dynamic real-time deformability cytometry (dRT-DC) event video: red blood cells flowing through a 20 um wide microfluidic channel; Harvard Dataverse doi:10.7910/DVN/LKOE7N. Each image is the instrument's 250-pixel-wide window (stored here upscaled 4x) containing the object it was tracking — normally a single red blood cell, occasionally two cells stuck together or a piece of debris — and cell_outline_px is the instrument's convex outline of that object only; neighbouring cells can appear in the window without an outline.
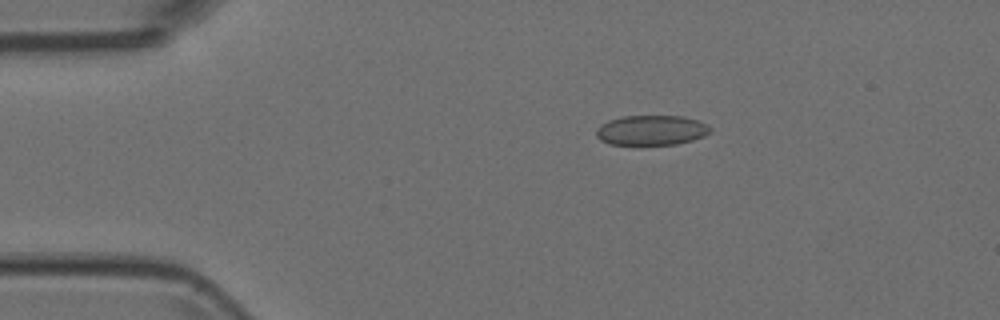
{"species": "Egyptian fruit bat (a non-hibernating species)", "species_latin": "Rousettus aegyptiacus", "temperature_condition": "room temperature", "stored_images_in_passage": 8, "camera_frame_rate_fps": 3000, "um_per_image_px": 0.085, "animal": {"sex": "female"}, "frame": {"image": 1, "passage_image": 2, "time_ms": 0.333, "image_size_px": [1000, 320], "cell_outline_px": [[712, 132], [704, 136], [692, 140], [676, 144], [636, 148], [608, 144], [600, 140], [596, 136], [596, 128], [600, 124], [608, 120], [624, 116], [680, 116], [696, 120], [712, 128]], "centroid_in_image_um": [55.29, 11.13], "position_along_channel_um": 29.7, "area_um2": 20.81}}
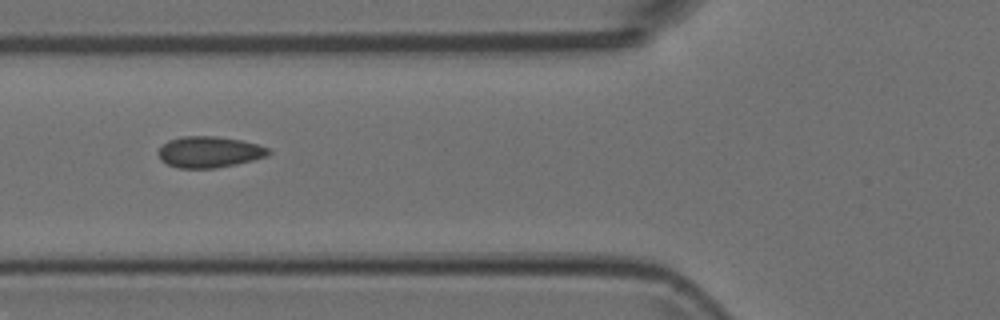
{"frame": {"image": 2, "passage_image": 5, "time_ms": 1.333, "image_size_px": [1000, 320], "cell_outline_px": [[272, 152], [268, 156], [236, 164], [216, 168], [180, 168], [168, 164], [160, 160], [156, 152], [168, 140], [184, 136], [216, 136], [240, 140], [256, 144], [268, 148]], "centroid_in_image_um": [17.77, 12.92], "position_along_channel_um": 108.0, "area_um2": 20.0}}
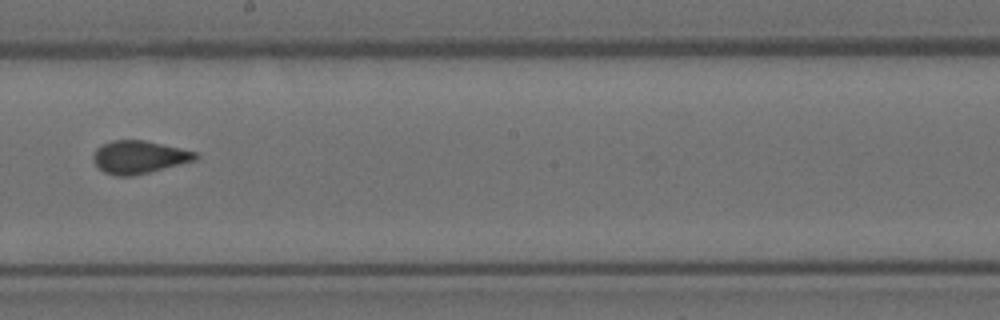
{"frame": {"image": 3, "passage_image": 8, "time_ms": 2.333, "image_size_px": [1000, 320], "cell_outline_px": [[200, 156], [196, 160], [132, 176], [116, 176], [104, 172], [96, 164], [92, 156], [96, 148], [112, 140], [144, 140], [180, 148], [196, 152]], "centroid_in_image_um": [11.82, 13.35], "position_along_channel_um": 236.4, "area_um2": 19.36}}